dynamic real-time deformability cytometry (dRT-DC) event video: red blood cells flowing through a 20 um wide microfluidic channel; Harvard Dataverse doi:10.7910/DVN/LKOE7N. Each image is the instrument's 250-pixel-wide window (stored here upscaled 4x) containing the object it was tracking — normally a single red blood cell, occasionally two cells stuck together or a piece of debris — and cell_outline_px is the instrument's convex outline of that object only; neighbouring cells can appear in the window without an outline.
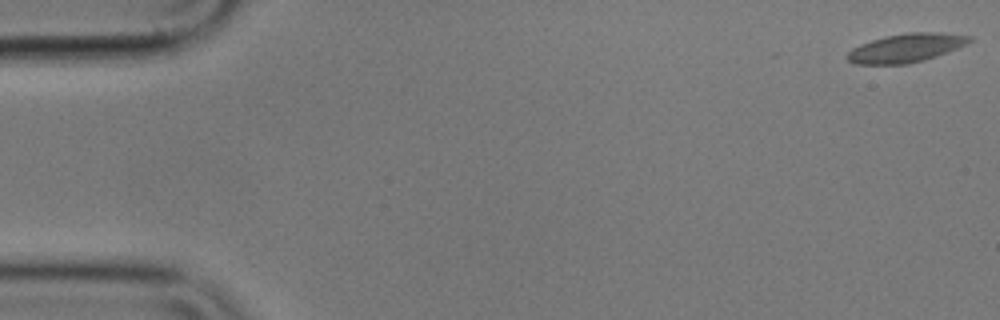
{"species": "common noctule bat (a hibernating species)", "species_latin": "Nyctalus noctula", "temperature_condition": "cold", "stored_images_in_passage": 10, "camera_frame_rate_fps": 3000, "um_per_image_px": 0.085, "animal": {"sex": "male", "body_mass_g": 17.9}, "frame": {"image": 1, "passage_image": 1, "time_ms": 0.0, "image_size_px": [1000, 320], "cell_outline_px": [[972, 40], [956, 48], [936, 56], [924, 60], [908, 64], [856, 64], [848, 60], [848, 52], [852, 48], [860, 44], [884, 36], [908, 32], [940, 32], [972, 36]], "centroid_in_image_um": [77.0, 4.07], "position_along_channel_um": 8.0, "area_um2": 20.23}}